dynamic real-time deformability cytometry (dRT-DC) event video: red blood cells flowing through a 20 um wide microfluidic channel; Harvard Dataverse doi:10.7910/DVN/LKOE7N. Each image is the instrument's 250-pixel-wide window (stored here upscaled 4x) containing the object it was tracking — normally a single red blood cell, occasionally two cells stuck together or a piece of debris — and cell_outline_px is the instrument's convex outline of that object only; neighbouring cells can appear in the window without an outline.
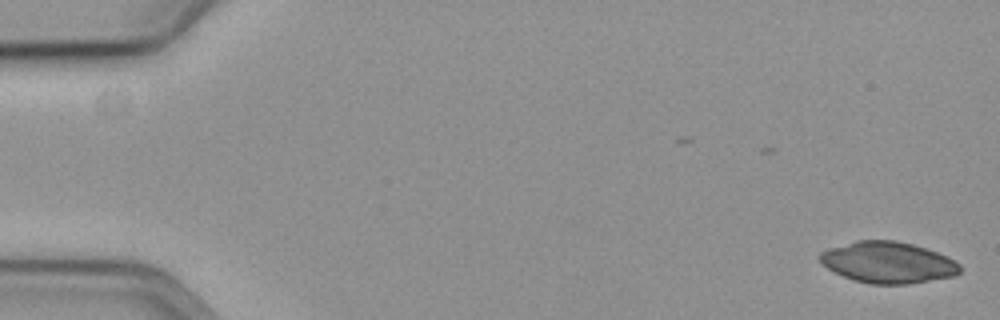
{"species": "common noctule bat (a hibernating species)", "species_latin": "Nyctalus noctula", "temperature_condition": "cold", "stored_images_in_passage": 58, "camera_frame_rate_fps": 3000, "um_per_image_px": 0.085, "animal": {"sex": "female", "body_mass_g": 19.3, "forearm_length_mm": 54.1}, "frame": {"image": 1, "passage_image": 1, "time_ms": 0.0, "image_size_px": [1000, 320], "cell_outline_px": [[960, 272], [952, 276], [908, 284], [872, 284], [856, 280], [844, 276], [828, 268], [816, 256], [820, 252], [828, 248], [856, 240], [896, 240], [912, 244], [948, 256], [960, 264]], "centroid_in_image_um": [75.46, 22.29], "position_along_channel_um": 9.5, "area_um2": 33.52}}